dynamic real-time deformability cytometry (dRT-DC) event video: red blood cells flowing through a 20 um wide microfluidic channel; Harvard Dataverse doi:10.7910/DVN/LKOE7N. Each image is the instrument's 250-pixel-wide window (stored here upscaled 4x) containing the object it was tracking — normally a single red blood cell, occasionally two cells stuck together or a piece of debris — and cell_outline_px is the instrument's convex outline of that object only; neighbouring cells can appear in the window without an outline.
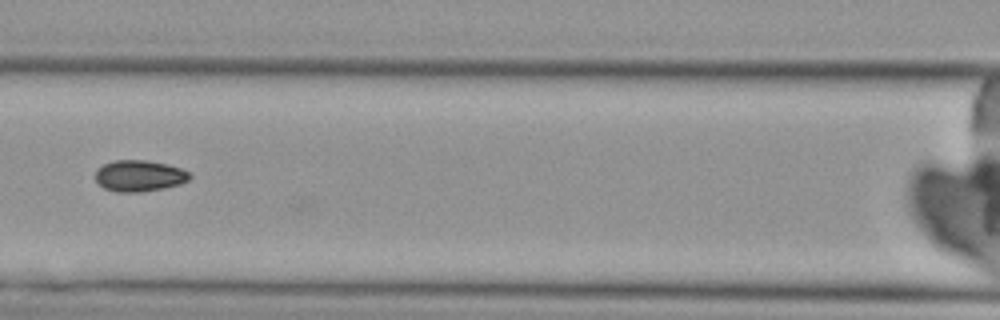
{"species": "Egyptian fruit bat (a non-hibernating species)", "species_latin": "Rousettus aegyptiacus", "temperature_condition": "cold", "stored_images_in_passage": 8, "camera_frame_rate_fps": 3000, "um_per_image_px": 0.085, "animal": {"sex": "female"}, "frame": {"image": 1, "passage_image": 8, "time_ms": 8.333, "image_size_px": [1000, 320], "cell_outline_px": [[192, 176], [188, 180], [180, 184], [164, 188], [140, 192], [116, 192], [104, 188], [96, 180], [96, 168], [104, 164], [116, 160], [144, 160], [164, 164], [180, 168], [188, 172]], "centroid_in_image_um": [11.82, 14.95], "position_along_channel_um": 154.8, "area_um2": 17.05}}